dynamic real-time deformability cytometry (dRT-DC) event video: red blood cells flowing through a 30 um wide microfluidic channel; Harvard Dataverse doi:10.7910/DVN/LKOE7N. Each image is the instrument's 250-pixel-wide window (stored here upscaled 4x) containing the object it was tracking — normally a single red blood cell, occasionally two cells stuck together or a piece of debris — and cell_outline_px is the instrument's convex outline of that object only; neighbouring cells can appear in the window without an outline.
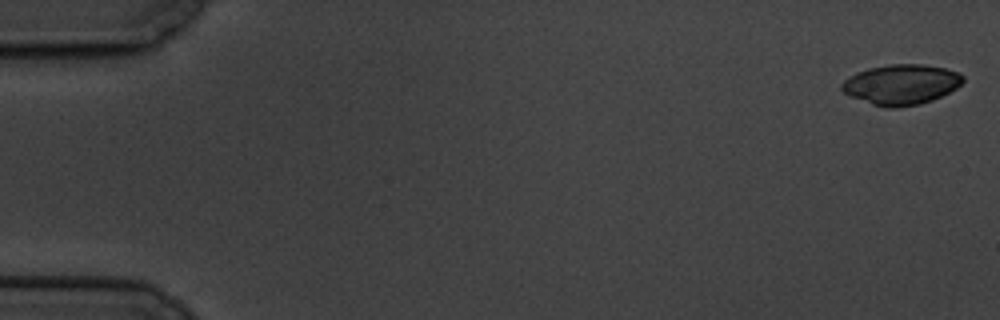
{"species": "common noctule bat (a hibernating species)", "species_latin": "Nyctalus noctula", "temperature_condition": "cold", "stored_images_in_passage": 6, "camera_frame_rate_fps": 3000, "um_per_image_px": 0.085, "animal": {"sex": "male", "body_mass_g": 19.5, "forearm_length_mm": 54.6}, "frame": {"image": 1, "passage_image": 1, "time_ms": 0.0, "image_size_px": [1000, 320], "cell_outline_px": [[964, 80], [956, 88], [932, 100], [920, 104], [900, 108], [888, 108], [872, 104], [852, 96], [844, 92], [840, 88], [840, 84], [848, 76], [856, 72], [868, 68], [892, 64], [920, 64], [944, 68], [960, 72], [964, 76]], "centroid_in_image_um": [76.59, 7.18], "position_along_channel_um": 8.4, "area_um2": 28.38}}
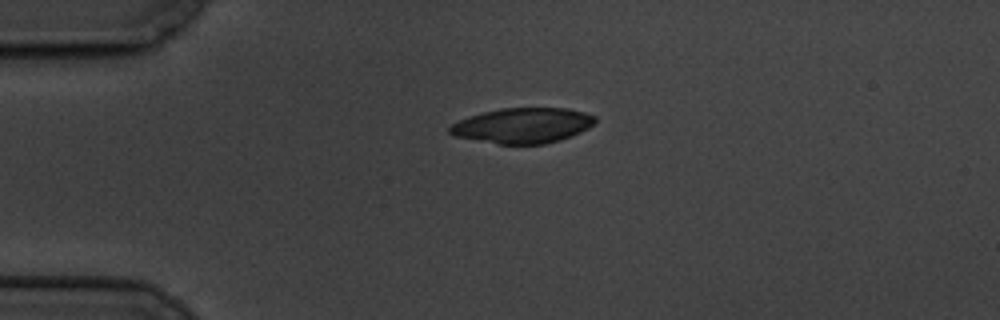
{"frame": {"image": 2, "passage_image": 4, "time_ms": 4.333, "image_size_px": [1000, 320], "cell_outline_px": [[596, 120], [588, 128], [572, 136], [560, 140], [544, 144], [500, 144], [456, 136], [448, 132], [448, 128], [452, 124], [468, 116], [500, 108], [568, 108], [584, 112], [596, 116]], "centroid_in_image_um": [44.45, 10.66], "position_along_channel_um": 40.5, "area_um2": 29.77}}